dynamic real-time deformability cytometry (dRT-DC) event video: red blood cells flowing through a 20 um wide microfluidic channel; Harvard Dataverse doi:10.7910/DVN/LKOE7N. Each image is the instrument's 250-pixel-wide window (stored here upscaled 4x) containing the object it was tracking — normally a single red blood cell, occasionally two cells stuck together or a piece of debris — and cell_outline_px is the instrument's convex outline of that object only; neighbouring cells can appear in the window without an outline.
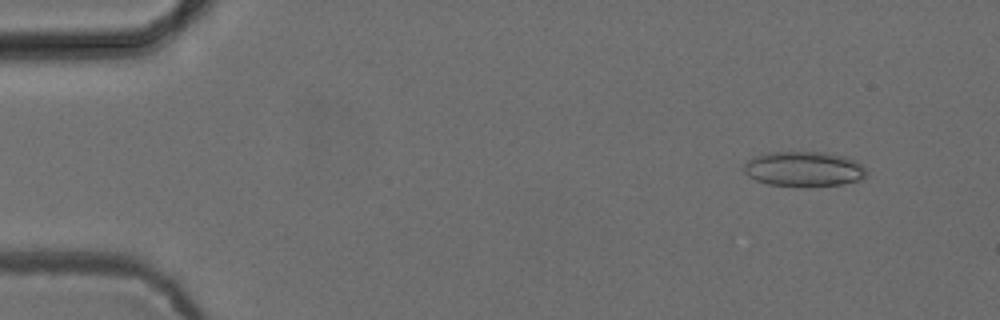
{"species": "common noctule bat (a hibernating species)", "species_latin": "Nyctalus noctula", "temperature_condition": "cold", "stored_images_in_passage": 49, "camera_frame_rate_fps": 3000, "um_per_image_px": 0.085, "animal": {"sex": "female", "body_mass_g": 24.6, "forearm_length_mm": 56.2}, "frame": {"image": 1, "passage_image": 1, "time_ms": 0.0, "image_size_px": [1000, 320], "cell_outline_px": [[868, 172], [860, 180], [840, 184], [808, 188], [800, 188], [768, 184], [756, 180], [748, 176], [744, 172], [744, 164], [752, 156], [768, 152], [824, 152], [848, 156], [856, 160]], "centroid_in_image_um": [68.32, 14.38], "position_along_channel_um": 16.7, "area_um2": 25.66}}
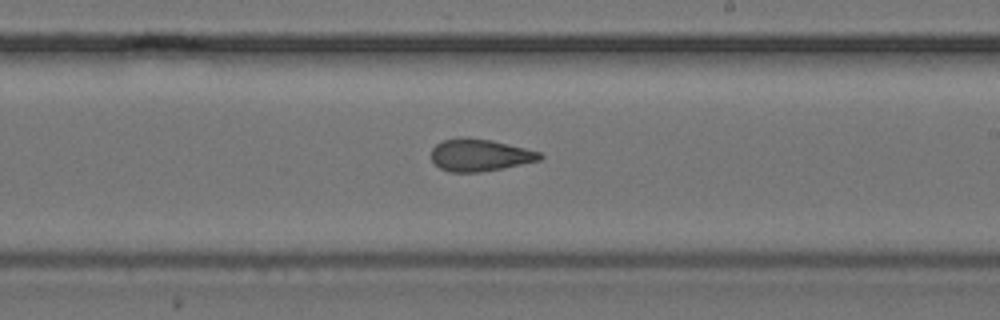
{"frame": {"image": 2, "passage_image": 27, "time_ms": 8.667, "image_size_px": [1000, 320], "cell_outline_px": [[544, 156], [540, 160], [480, 172], [448, 172], [440, 168], [432, 160], [432, 148], [436, 144], [444, 140], [460, 136], [492, 140], [540, 152]], "centroid_in_image_um": [40.75, 13.17], "position_along_channel_um": 248.2, "area_um2": 20.23}}
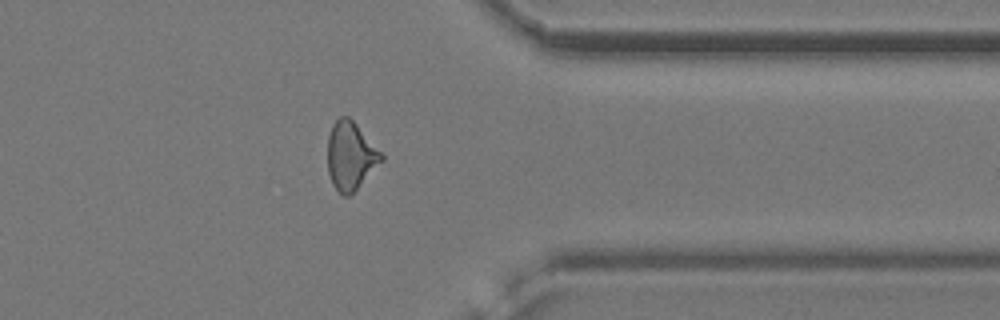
{"frame": {"image": 3, "passage_image": 38, "time_ms": 12.333, "image_size_px": [1000, 320], "cell_outline_px": [[384, 160], [348, 196], [344, 196], [332, 184], [328, 172], [328, 136], [332, 124], [340, 116], [348, 116], [356, 124], [384, 156]], "centroid_in_image_um": [29.78, 13.23], "position_along_channel_um": 381.6, "area_um2": 20.92}, "authors_computed_cell_mechanics": {"area_um2": 21.1548, "velocity_mm_per_s": 3.8835, "shape_relaxation_time_tau1_ms": null, "shape_relaxation_time_tau2_ms": 2.2625, "deformation_change_tau1": null, "deformation_change_tau2": 0.0999}}